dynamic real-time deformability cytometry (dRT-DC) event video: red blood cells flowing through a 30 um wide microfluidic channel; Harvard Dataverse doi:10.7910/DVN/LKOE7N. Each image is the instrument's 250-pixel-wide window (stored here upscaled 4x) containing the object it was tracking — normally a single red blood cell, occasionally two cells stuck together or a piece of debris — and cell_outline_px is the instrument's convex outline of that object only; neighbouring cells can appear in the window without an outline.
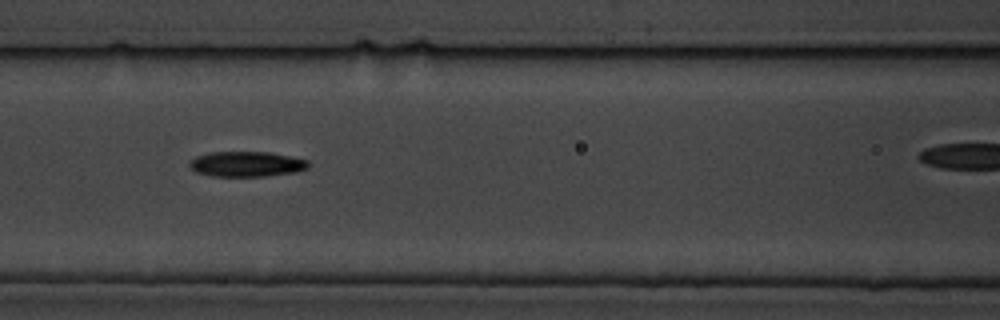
{"species": "common noctule bat (a hibernating species)", "species_latin": "Nyctalus noctula", "temperature_condition": "cold", "stored_images_in_passage": 8, "segment_of_instrument_passage": [1, 2], "camera_frame_rate_fps": 3000, "um_per_image_px": 0.085, "animal": {"sex": "male", "body_mass_g": 19.5, "forearm_length_mm": 54.6}, "frame": {"image": 1, "passage_image": 6, "time_ms": 6.667, "image_size_px": [1000, 320], "cell_outline_px": [[308, 168], [296, 172], [264, 176], [212, 176], [196, 172], [188, 164], [196, 156], [208, 152], [268, 152], [308, 160]], "centroid_in_image_um": [20.94, 13.94], "position_along_channel_um": 145.7, "area_um2": 17.34}}
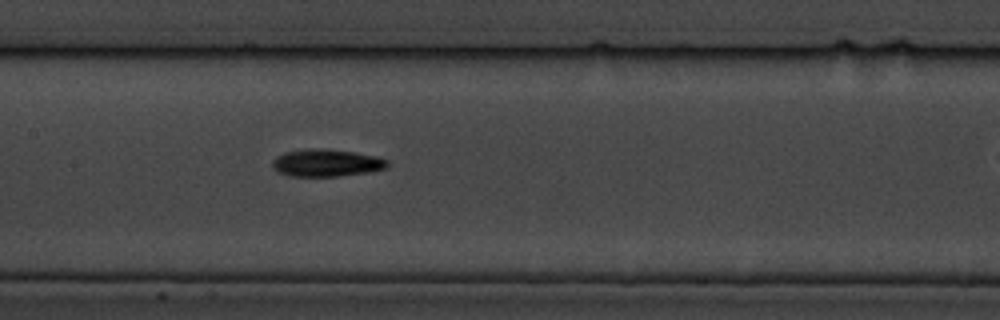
{"frame": {"image": 2, "passage_image": 7, "time_ms": 7.667, "image_size_px": [1000, 320], "cell_outline_px": [[388, 168], [372, 172], [340, 176], [292, 176], [276, 172], [272, 168], [272, 160], [276, 156], [284, 152], [308, 148], [320, 148], [356, 152], [376, 156], [388, 160]], "centroid_in_image_um": [27.75, 13.84], "position_along_channel_um": 179.7, "area_um2": 18.67}}